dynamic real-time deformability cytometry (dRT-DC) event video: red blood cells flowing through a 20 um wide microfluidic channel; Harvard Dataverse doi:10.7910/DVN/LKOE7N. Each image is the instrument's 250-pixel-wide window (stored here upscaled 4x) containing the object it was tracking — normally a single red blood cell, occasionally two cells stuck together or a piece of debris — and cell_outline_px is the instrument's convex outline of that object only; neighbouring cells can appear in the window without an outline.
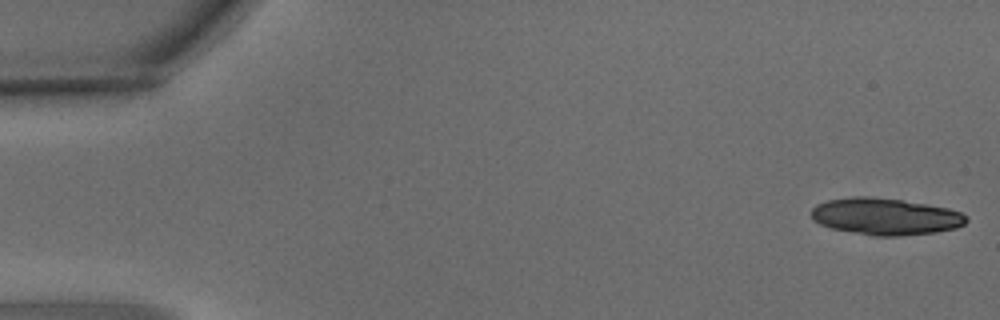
{"species": "common noctule bat (a hibernating species)", "species_latin": "Nyctalus noctula", "temperature_condition": "warm", "stored_images_in_passage": 6, "camera_frame_rate_fps": 3000, "um_per_image_px": 0.085, "animal": {"sex": "male", "body_mass_g": 15.6}, "frame": {"image": 1, "passage_image": 1, "time_ms": 0.0, "image_size_px": [1000, 320], "cell_outline_px": [[968, 220], [964, 224], [956, 228], [936, 232], [900, 236], [872, 236], [832, 228], [820, 224], [812, 220], [812, 208], [816, 204], [828, 200], [852, 196], [872, 196], [928, 204], [948, 208], [960, 212], [968, 216]], "centroid_in_image_um": [75.26, 18.4], "position_along_channel_um": 9.7, "area_um2": 33.41}}
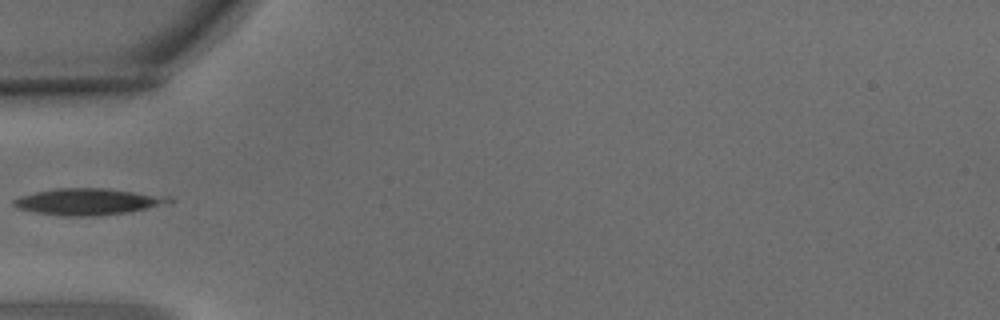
{"frame": {"image": 2, "passage_image": 6, "time_ms": 1.667, "image_size_px": [1000, 320], "cell_outline_px": [[172, 200], [148, 208], [128, 212], [96, 216], [60, 216], [36, 212], [16, 208], [12, 204], [12, 200], [20, 196], [36, 192], [56, 188], [104, 188], [168, 196]], "centroid_in_image_um": [7.39, 17.14], "position_along_channel_um": 77.6, "area_um2": 23.76}}